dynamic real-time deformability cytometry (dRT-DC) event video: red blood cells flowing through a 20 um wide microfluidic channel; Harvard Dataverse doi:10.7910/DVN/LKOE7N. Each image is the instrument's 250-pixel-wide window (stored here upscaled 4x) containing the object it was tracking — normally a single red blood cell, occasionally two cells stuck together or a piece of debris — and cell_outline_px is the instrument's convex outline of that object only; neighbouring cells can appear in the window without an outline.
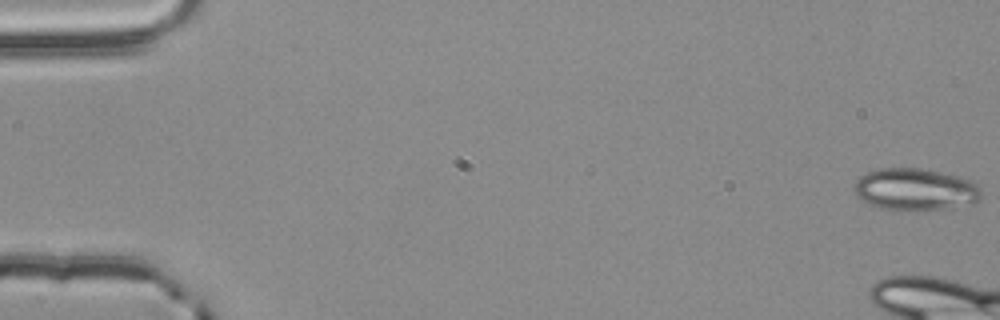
{"species": "common noctule bat (a hibernating species)", "species_latin": "Nyctalus noctula", "temperature_condition": "room temperature", "stored_images_in_passage": 11, "camera_frame_rate_fps": 3000, "um_per_image_px": 0.085, "animal": {"sex": "male", "body_mass_g": 20.4}, "frame": {"image": 1, "passage_image": 1, "time_ms": 0.0, "image_size_px": [1000, 320], "cell_outline_px": [[984, 196], [976, 204], [948, 208], [916, 212], [900, 212], [880, 208], [860, 200], [856, 196], [856, 180], [860, 176], [868, 172], [880, 168], [920, 168], [940, 172], [972, 180], [980, 188]], "centroid_in_image_um": [77.85, 16.14], "position_along_channel_um": 7.2, "area_um2": 31.91}}